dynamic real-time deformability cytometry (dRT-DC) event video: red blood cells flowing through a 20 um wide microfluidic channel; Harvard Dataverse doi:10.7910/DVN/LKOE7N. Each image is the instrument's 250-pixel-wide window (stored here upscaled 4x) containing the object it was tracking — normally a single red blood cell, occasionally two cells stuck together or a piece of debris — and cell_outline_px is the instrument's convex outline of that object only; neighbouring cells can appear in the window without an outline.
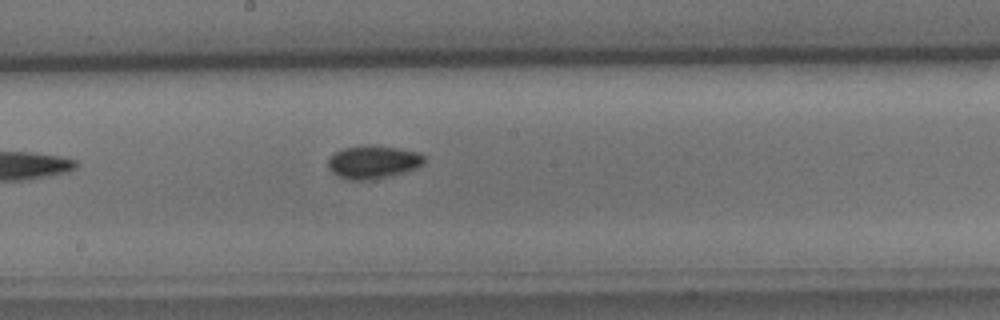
{"species": "common noctule bat (a hibernating species)", "species_latin": "Nyctalus noctula", "temperature_condition": "cold", "stored_images_in_passage": 5, "camera_frame_rate_fps": 3000, "um_per_image_px": 0.085, "animal": {"sex": "male", "body_mass_g": 15.6}, "frame": {"image": 1, "passage_image": 5, "time_ms": 4.667, "image_size_px": [1000, 320], "cell_outline_px": [[424, 164], [416, 168], [404, 172], [388, 176], [368, 180], [348, 180], [336, 176], [328, 168], [328, 160], [336, 152], [344, 148], [364, 144], [372, 144], [420, 152], [424, 156]], "centroid_in_image_um": [31.7, 13.76], "position_along_channel_um": 216.5, "area_um2": 18.67}}